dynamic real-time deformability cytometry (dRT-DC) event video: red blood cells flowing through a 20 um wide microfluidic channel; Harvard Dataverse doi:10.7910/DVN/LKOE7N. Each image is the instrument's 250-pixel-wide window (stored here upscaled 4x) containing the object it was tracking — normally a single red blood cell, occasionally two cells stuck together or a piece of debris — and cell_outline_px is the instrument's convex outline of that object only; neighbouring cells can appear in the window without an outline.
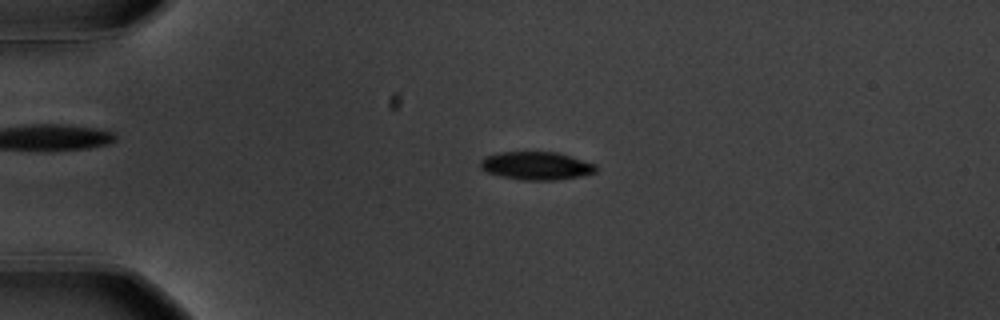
{"species": "common noctule bat (a hibernating species)", "species_latin": "Nyctalus noctula", "temperature_condition": "warm", "stored_images_in_passage": 57, "camera_frame_rate_fps": 3000, "um_per_image_px": 0.085, "animal": {"sex": "male", "body_mass_g": 20.1, "forearm_length_mm": 53.5}, "frame": {"image": 1, "passage_image": 14, "time_ms": 4.333, "image_size_px": [1000, 320], "cell_outline_px": [[596, 172], [580, 176], [556, 180], [524, 180], [504, 176], [488, 172], [480, 168], [480, 160], [484, 156], [496, 152], [556, 152], [572, 156], [596, 164]], "centroid_in_image_um": [45.58, 14.07], "position_along_channel_um": 39.4, "area_um2": 18.9}}
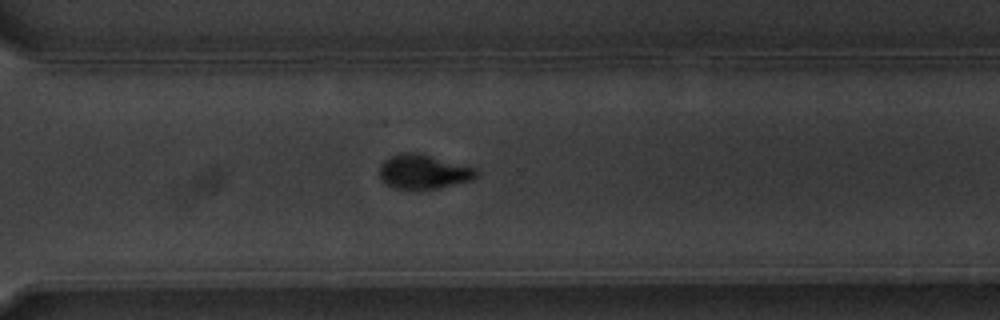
{"frame": {"image": 2, "passage_image": 42, "time_ms": 13.667, "image_size_px": [1000, 320], "cell_outline_px": [[476, 176], [472, 180], [440, 188], [420, 192], [396, 188], [380, 180], [380, 164], [384, 160], [392, 156], [404, 152], [416, 152], [476, 168]], "centroid_in_image_um": [35.97, 14.64], "position_along_channel_um": 334.6, "area_um2": 19.65}}
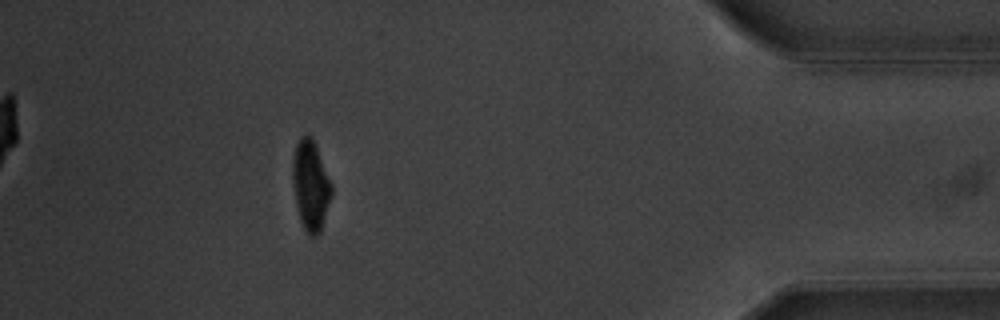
{"frame": {"image": 3, "passage_image": 52, "time_ms": 17.0, "image_size_px": [1000, 320], "cell_outline_px": [[332, 192], [320, 232], [316, 236], [312, 236], [304, 228], [300, 220], [296, 204], [292, 180], [292, 160], [296, 144], [300, 136], [308, 132], [312, 136], [316, 144], [332, 184]], "centroid_in_image_um": [26.39, 15.67], "position_along_channel_um": 408.8, "area_um2": 20.46}, "authors_computed_cell_mechanics": {"area_um2": 19.8254, "velocity_mm_per_s": 3.5764, "shape_relaxation_time_tau1_ms": 2.6015, "shape_relaxation_time_tau2_ms": 3.5257, "deformation_change_tau1": 0.1536, "deformation_change_tau2": 0.0611}}